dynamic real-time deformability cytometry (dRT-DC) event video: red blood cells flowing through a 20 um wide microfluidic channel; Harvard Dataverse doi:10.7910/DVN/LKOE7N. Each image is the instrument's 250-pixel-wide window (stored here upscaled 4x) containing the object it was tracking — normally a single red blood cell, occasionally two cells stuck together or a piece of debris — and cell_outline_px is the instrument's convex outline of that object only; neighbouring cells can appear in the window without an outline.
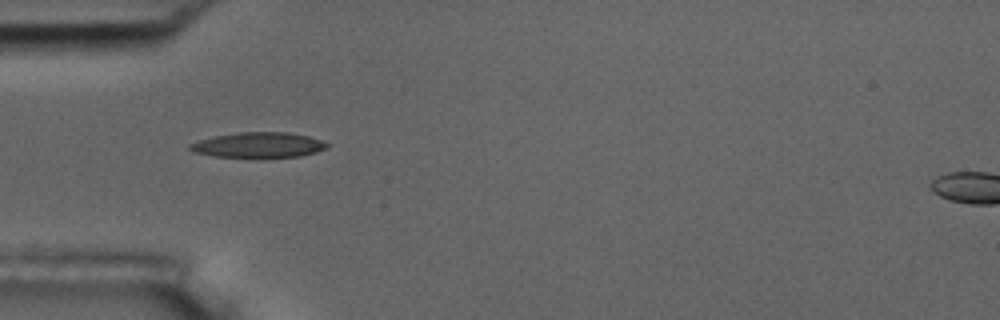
{"species": "common noctule bat (a hibernating species)", "species_latin": "Nyctalus noctula", "temperature_condition": "room temperature", "stored_images_in_passage": 38, "camera_frame_rate_fps": 3000, "um_per_image_px": 0.085, "animal": {"sex": "male", "body_mass_g": 17.5, "forearm_length_mm": 52.3}, "frame": {"image": 1, "passage_image": 1, "time_ms": 0.0, "image_size_px": [1000, 320], "cell_outline_px": [[332, 144], [328, 148], [316, 152], [300, 156], [212, 156], [192, 152], [188, 148], [188, 144], [212, 136], [240, 132], [288, 132], [308, 136]], "centroid_in_image_um": [21.97, 12.3], "position_along_channel_um": 63.0, "area_um2": 20.0}}
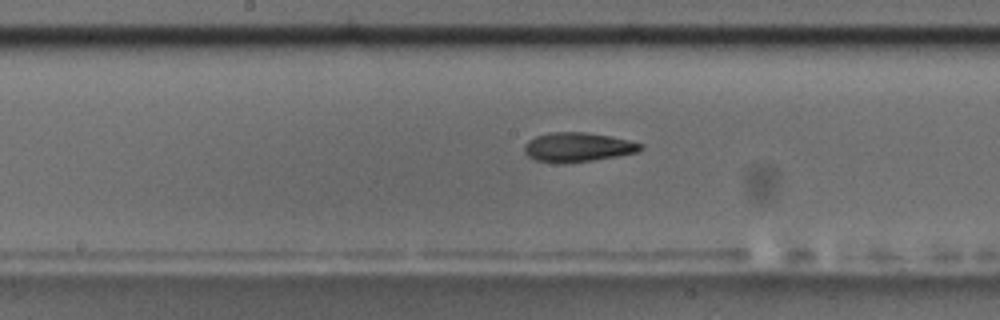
{"frame": {"image": 2, "passage_image": 12, "time_ms": 3.667, "image_size_px": [1000, 320], "cell_outline_px": [[644, 148], [640, 152], [568, 164], [564, 164], [536, 160], [528, 156], [524, 152], [524, 144], [528, 140], [536, 136], [552, 132], [584, 132], [608, 136], [628, 140], [644, 144]], "centroid_in_image_um": [49.11, 12.52], "position_along_channel_um": 199.1, "area_um2": 19.94}}
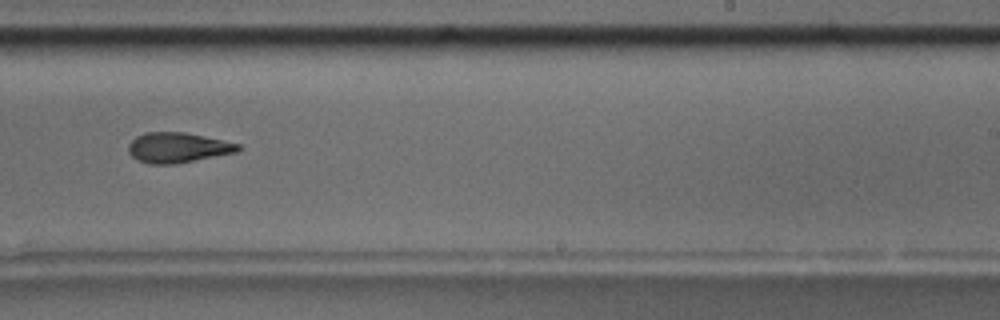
{"frame": {"image": 3, "passage_image": 18, "time_ms": 5.667, "image_size_px": [1000, 320], "cell_outline_px": [[240, 148], [236, 152], [176, 164], [148, 164], [132, 156], [128, 152], [128, 144], [136, 136], [144, 132], [184, 132], [204, 136], [240, 144]], "centroid_in_image_um": [15.08, 12.54], "position_along_channel_um": 273.9, "area_um2": 19.19}, "authors_computed_cell_mechanics": {"area_um2": 19.9121, "velocity_mm_per_s": 3.7545, "shape_relaxation_time_tau1_ms": 6.4792, "shape_relaxation_time_tau2_ms": 4.9489, "deformation_change_tau1": 0.1987, "deformation_change_tau2": 0.1457}}